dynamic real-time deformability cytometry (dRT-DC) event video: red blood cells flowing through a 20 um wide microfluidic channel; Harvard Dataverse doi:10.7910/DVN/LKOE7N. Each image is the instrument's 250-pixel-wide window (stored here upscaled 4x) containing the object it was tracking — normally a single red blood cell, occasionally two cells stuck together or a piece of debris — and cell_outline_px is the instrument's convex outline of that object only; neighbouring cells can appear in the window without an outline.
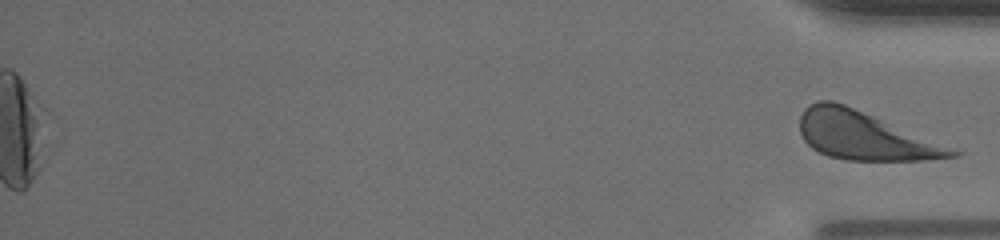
{"species": "human", "species_latin": "Homo sapiens", "temperature_condition": "warm", "stored_images_in_passage": 47, "segment_of_instrument_passage": [2, 2], "camera_frame_rate_fps": 3000, "um_per_image_px": 0.085, "donor": {"sex": "male"}, "frame": {"image": 1, "passage_image": 47, "time_ms": 15.333, "image_size_px": [1000, 240], "cell_outline_px": [[964, 152], [960, 156], [924, 160], [844, 160], [828, 156], [812, 148], [804, 140], [800, 132], [800, 116], [804, 108], [808, 104], [816, 100], [832, 100], [844, 104], [964, 148]], "centroid_in_image_um": [73.67, 11.53], "position_along_channel_um": 361.5, "area_um2": 44.27}}